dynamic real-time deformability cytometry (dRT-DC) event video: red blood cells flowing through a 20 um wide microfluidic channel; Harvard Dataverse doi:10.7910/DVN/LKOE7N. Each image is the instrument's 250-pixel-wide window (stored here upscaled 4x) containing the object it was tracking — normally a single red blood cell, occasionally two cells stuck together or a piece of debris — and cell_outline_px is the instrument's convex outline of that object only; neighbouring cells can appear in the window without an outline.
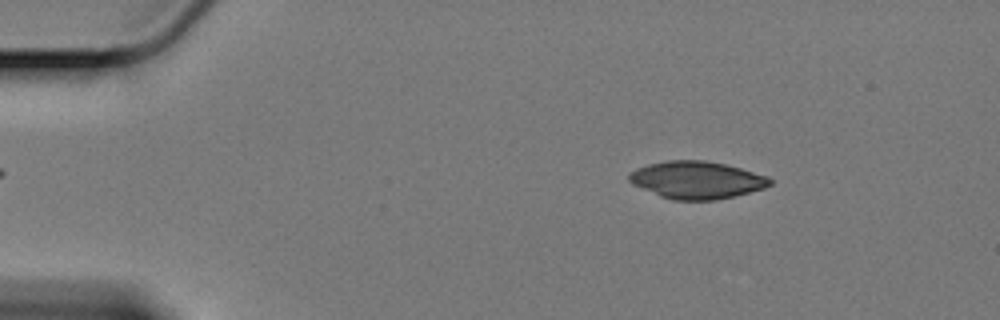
{"species": "Egyptian fruit bat (a non-hibernating species)", "species_latin": "Rousettus aegyptiacus", "temperature_condition": "cold", "stored_images_in_passage": 59, "camera_frame_rate_fps": 3000, "um_per_image_px": 0.085, "animal": {"sex": "female"}, "frame": {"image": 1, "passage_image": 8, "time_ms": 2.333, "image_size_px": [1000, 320], "cell_outline_px": [[772, 184], [764, 188], [716, 200], [672, 200], [660, 196], [632, 184], [628, 180], [628, 176], [636, 168], [648, 164], [668, 160], [704, 160], [724, 164], [740, 168], [768, 176], [772, 180]], "centroid_in_image_um": [59.21, 15.29], "position_along_channel_um": 25.8, "area_um2": 30.58}}
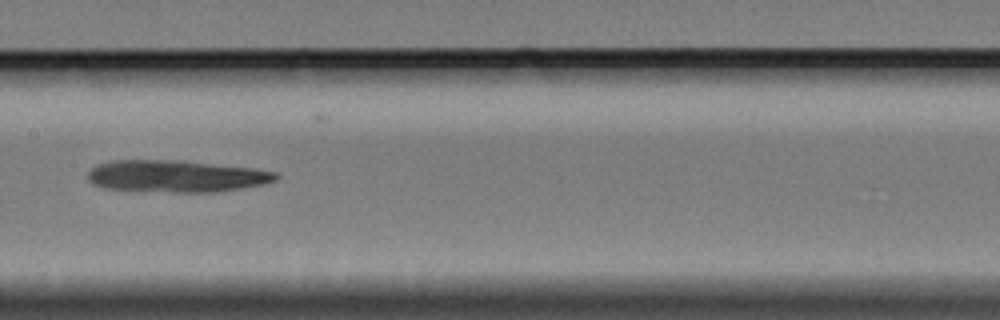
{"frame": {"image": 2, "passage_image": 29, "time_ms": 9.333, "image_size_px": [1000, 320], "cell_outline_px": [[280, 176], [276, 180], [264, 184], [220, 192], [172, 192], [104, 188], [92, 184], [88, 180], [88, 172], [92, 168], [100, 164], [112, 160], [184, 160], [252, 168], [276, 172]], "centroid_in_image_um": [15.0, 14.97], "position_along_channel_um": 192.4, "area_um2": 35.14}}
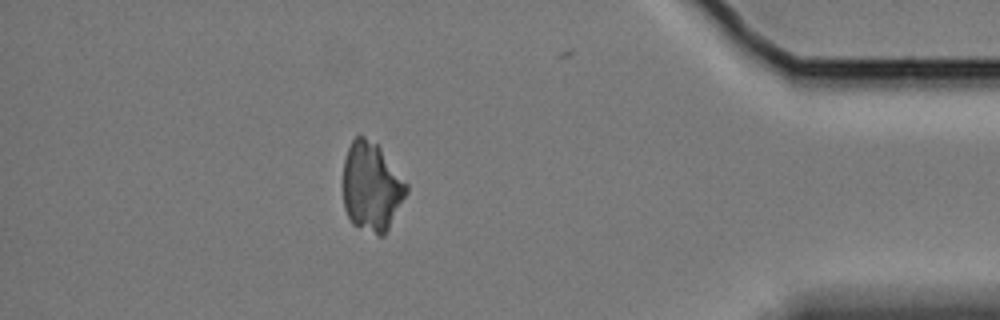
{"frame": {"image": 3, "passage_image": 51, "time_ms": 16.667, "image_size_px": [1000, 320], "cell_outline_px": [[408, 192], [384, 236], [380, 236], [352, 224], [344, 208], [344, 160], [348, 148], [352, 140], [356, 136], [364, 136], [376, 144], [380, 148], [408, 184]], "centroid_in_image_um": [31.59, 15.89], "position_along_channel_um": 403.6, "area_um2": 32.54}}